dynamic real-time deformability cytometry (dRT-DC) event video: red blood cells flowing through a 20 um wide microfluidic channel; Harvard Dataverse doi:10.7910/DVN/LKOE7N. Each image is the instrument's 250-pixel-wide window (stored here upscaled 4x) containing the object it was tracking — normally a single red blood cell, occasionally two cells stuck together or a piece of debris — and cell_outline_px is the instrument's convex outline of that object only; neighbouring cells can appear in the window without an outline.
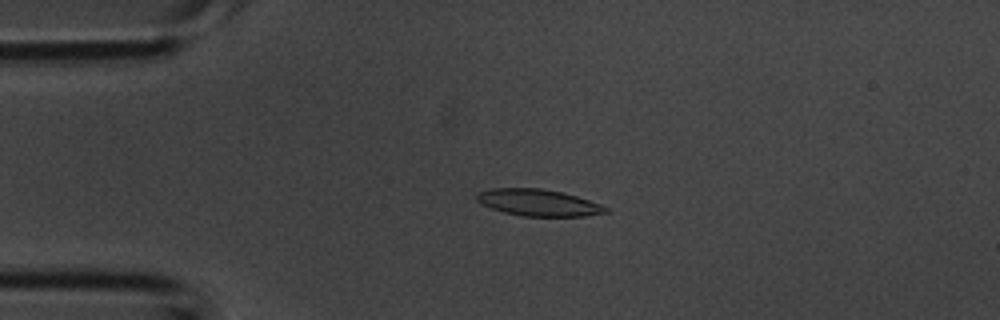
{"species": "common noctule bat (a hibernating species)", "species_latin": "Nyctalus noctula", "temperature_condition": "room temperature", "stored_images_in_passage": 3, "camera_frame_rate_fps": 3000, "um_per_image_px": 0.085, "animal": {"sex": "male", "body_mass_g": 20.1, "forearm_length_mm": 53.5}, "frame": {"image": 1, "passage_image": 1, "time_ms": 0.0, "image_size_px": [1000, 320], "cell_outline_px": [[612, 212], [584, 216], [524, 216], [504, 212], [480, 204], [476, 200], [476, 192], [492, 188], [540, 188], [560, 192], [576, 196], [600, 204], [608, 208]], "centroid_in_image_um": [45.74, 17.22], "position_along_channel_um": 39.3, "area_um2": 20.06}}
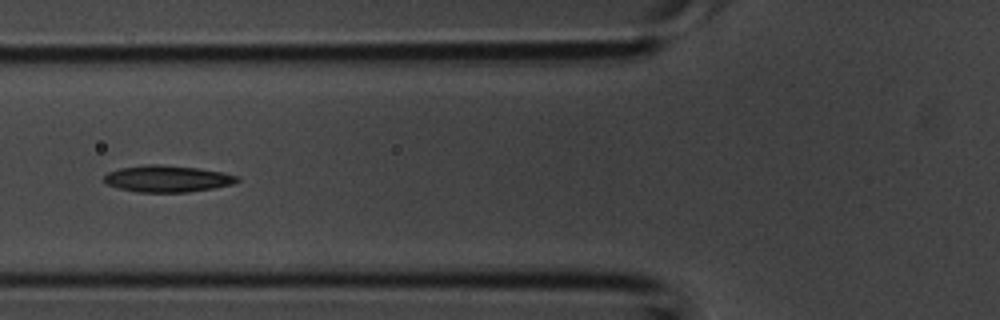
{"frame": {"image": 2, "passage_image": 3, "time_ms": 0.667, "image_size_px": [1000, 320], "cell_outline_px": [[240, 180], [232, 184], [212, 188], [188, 192], [136, 192], [120, 188], [108, 184], [104, 180], [104, 176], [108, 172], [120, 168], [148, 164], [160, 164], [196, 168], [224, 172], [240, 176]], "centroid_in_image_um": [14.25, 15.19], "position_along_channel_um": 111.5, "area_um2": 20.58}}